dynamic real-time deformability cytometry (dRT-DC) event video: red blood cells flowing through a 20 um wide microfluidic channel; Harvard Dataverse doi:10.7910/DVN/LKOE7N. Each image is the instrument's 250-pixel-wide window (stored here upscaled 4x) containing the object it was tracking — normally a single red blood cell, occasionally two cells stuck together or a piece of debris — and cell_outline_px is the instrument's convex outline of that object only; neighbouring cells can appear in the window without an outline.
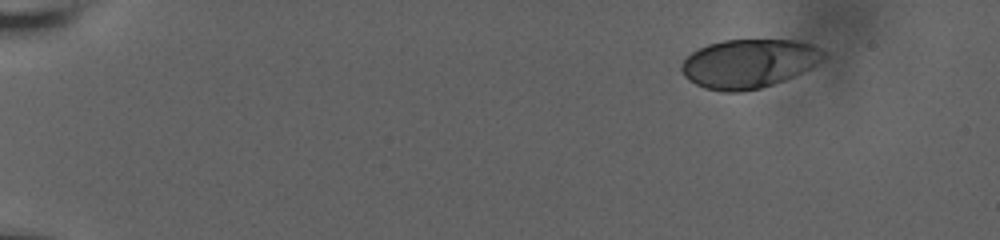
{"species": "human", "species_latin": "Homo sapiens", "temperature_condition": "room temperature", "stored_images_in_passage": 14, "camera_frame_rate_fps": 3000, "um_per_image_px": 0.085, "donor": {"sex": "male"}, "frame": {"image": 1, "passage_image": 1, "time_ms": 0.0, "image_size_px": [1000, 240], "cell_outline_px": [[828, 56], [824, 60], [784, 80], [760, 88], [740, 92], [724, 92], [704, 88], [688, 80], [684, 76], [680, 68], [680, 64], [692, 52], [708, 44], [724, 40], [796, 40], [812, 44], [828, 52]], "centroid_in_image_um": [63.66, 5.39], "position_along_channel_um": 21.3, "area_um2": 40.52}}
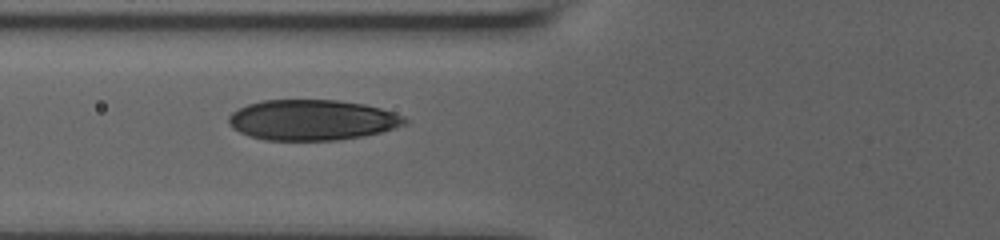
{"frame": {"image": 2, "passage_image": 12, "time_ms": 6.0, "image_size_px": [1000, 240], "cell_outline_px": [[408, 124], [380, 132], [364, 136], [336, 140], [264, 140], [248, 136], [232, 128], [228, 124], [228, 116], [232, 112], [248, 104], [264, 100], [340, 100], [364, 104], [380, 108], [404, 116], [408, 120]], "centroid_in_image_um": [26.53, 10.2], "position_along_channel_um": 99.3, "area_um2": 41.73}}
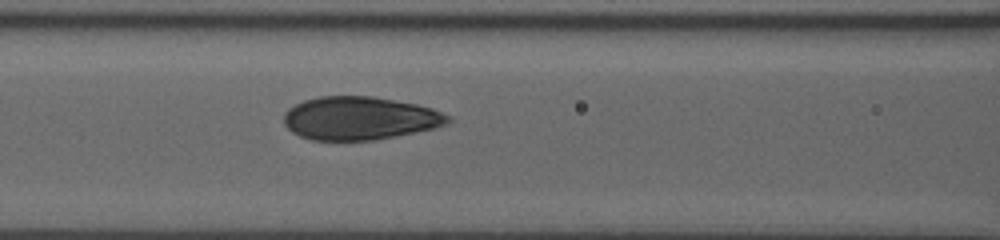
{"frame": {"image": 3, "passage_image": 14, "time_ms": 7.0, "image_size_px": [1000, 240], "cell_outline_px": [[452, 120], [444, 124], [432, 128], [376, 140], [312, 140], [300, 136], [292, 132], [284, 124], [284, 112], [288, 108], [304, 100], [320, 96], [372, 96], [416, 104], [432, 108], [452, 116]], "centroid_in_image_um": [30.55, 10.04], "position_along_channel_um": 136.0, "area_um2": 41.21}}